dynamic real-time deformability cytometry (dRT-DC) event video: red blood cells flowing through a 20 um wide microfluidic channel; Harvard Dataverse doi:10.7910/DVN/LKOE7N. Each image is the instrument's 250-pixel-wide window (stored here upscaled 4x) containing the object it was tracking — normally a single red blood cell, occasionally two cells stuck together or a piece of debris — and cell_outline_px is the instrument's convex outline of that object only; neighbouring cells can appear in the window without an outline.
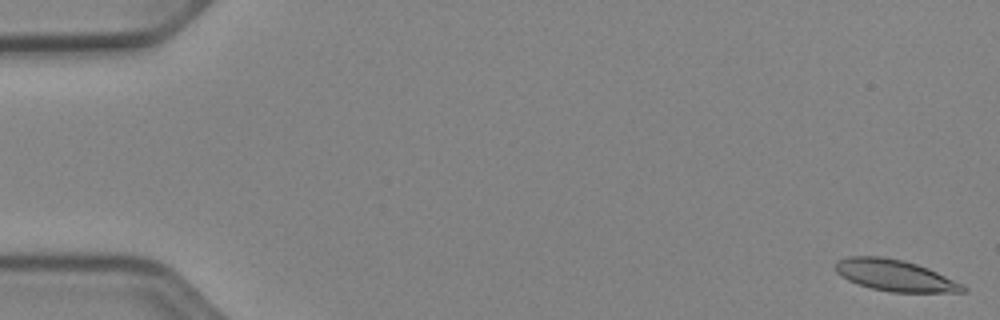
{"species": "Egyptian fruit bat (a non-hibernating species)", "species_latin": "Rousettus aegyptiacus", "temperature_condition": "cold", "stored_images_in_passage": 52, "camera_frame_rate_fps": 3000, "um_per_image_px": 0.085, "animal": {"sex": "female"}, "frame": {"image": 1, "passage_image": 1, "time_ms": 0.0, "image_size_px": [1000, 320], "cell_outline_px": [[968, 288], [964, 292], [892, 292], [872, 288], [856, 284], [840, 276], [836, 272], [836, 264], [840, 260], [848, 256], [884, 256], [904, 260], [928, 268], [964, 284]], "centroid_in_image_um": [76.09, 23.41], "position_along_channel_um": 8.9, "area_um2": 23.35}}
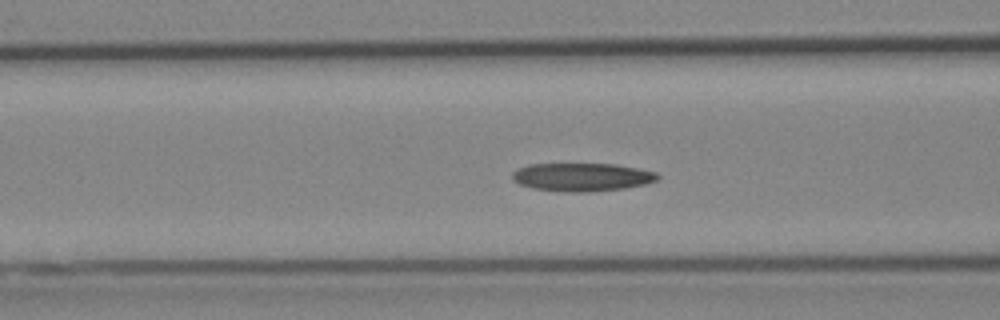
{"frame": {"image": 2, "passage_image": 21, "time_ms": 6.667, "image_size_px": [1000, 320], "cell_outline_px": [[660, 176], [656, 180], [644, 184], [624, 188], [584, 192], [568, 192], [532, 188], [520, 184], [512, 180], [512, 172], [528, 164], [616, 164], [656, 172]], "centroid_in_image_um": [49.44, 15.04], "position_along_channel_um": 117.2, "area_um2": 23.7}}
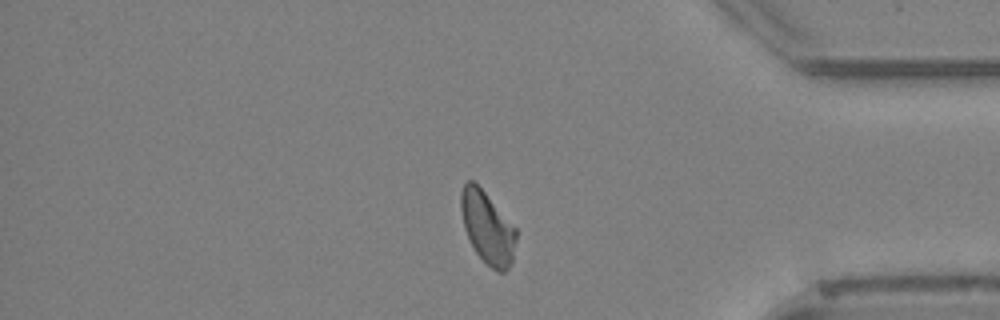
{"frame": {"image": 3, "passage_image": 44, "time_ms": 14.333, "image_size_px": [1000, 320], "cell_outline_px": [[516, 240], [512, 260], [508, 268], [504, 272], [496, 272], [476, 252], [464, 228], [460, 208], [460, 192], [464, 184], [468, 180], [472, 180], [484, 192], [516, 228]], "centroid_in_image_um": [41.42, 19.34], "position_along_channel_um": 393.8, "area_um2": 22.77}, "authors_computed_cell_mechanics": {"area_um2": 23.5824, "velocity_mm_per_s": 3.9198, "shape_relaxation_time_tau1_ms": null, "shape_relaxation_time_tau2_ms": 5.1494, "deformation_change_tau1": null, "deformation_change_tau2": 0.1277}}